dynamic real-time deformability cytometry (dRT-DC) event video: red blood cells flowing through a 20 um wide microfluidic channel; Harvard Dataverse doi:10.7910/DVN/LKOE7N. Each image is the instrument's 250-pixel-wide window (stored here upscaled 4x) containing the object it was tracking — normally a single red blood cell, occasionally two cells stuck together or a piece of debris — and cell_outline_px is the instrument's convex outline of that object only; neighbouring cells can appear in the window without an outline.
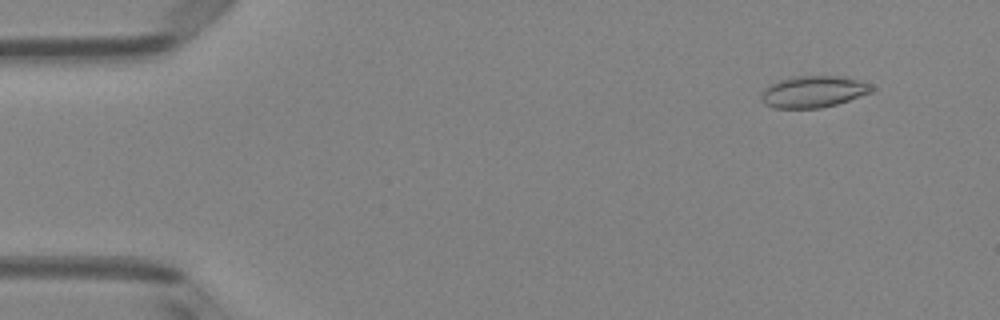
{"species": "Egyptian fruit bat (a non-hibernating species)", "species_latin": "Rousettus aegyptiacus", "temperature_condition": "room temperature", "stored_images_in_passage": 4, "camera_frame_rate_fps": 3000, "um_per_image_px": 0.085, "animal": {"sex": "female"}, "frame": {"image": 1, "passage_image": 1, "time_ms": 0.0, "image_size_px": [1000, 320], "cell_outline_px": [[876, 88], [872, 92], [836, 104], [820, 108], [776, 108], [764, 104], [760, 100], [760, 96], [764, 88], [780, 80], [800, 76], [848, 76], [872, 84]], "centroid_in_image_um": [69.17, 7.79], "position_along_channel_um": 15.8, "area_um2": 20.46}}